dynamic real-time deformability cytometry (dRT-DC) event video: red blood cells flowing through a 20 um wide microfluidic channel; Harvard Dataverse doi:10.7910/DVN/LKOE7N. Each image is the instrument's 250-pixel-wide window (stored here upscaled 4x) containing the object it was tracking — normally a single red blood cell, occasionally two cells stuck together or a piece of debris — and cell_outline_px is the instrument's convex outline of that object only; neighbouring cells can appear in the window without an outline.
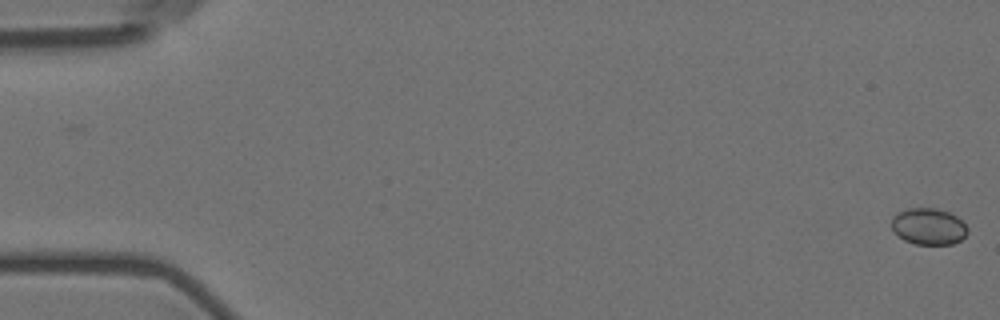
{"species": "Egyptian fruit bat (a non-hibernating species)", "species_latin": "Rousettus aegyptiacus", "temperature_condition": "room temperature", "stored_images_in_passage": 6, "camera_frame_rate_fps": 3000, "um_per_image_px": 0.085, "animal": {"sex": "female"}, "frame": {"image": 1, "passage_image": 1, "time_ms": 0.0, "image_size_px": [1000, 320], "cell_outline_px": [[968, 232], [960, 240], [952, 244], [916, 244], [904, 240], [892, 228], [892, 216], [896, 212], [908, 208], [936, 208], [948, 212], [956, 216], [968, 228]], "centroid_in_image_um": [78.92, 19.23], "position_along_channel_um": 6.1, "area_um2": 16.07}}
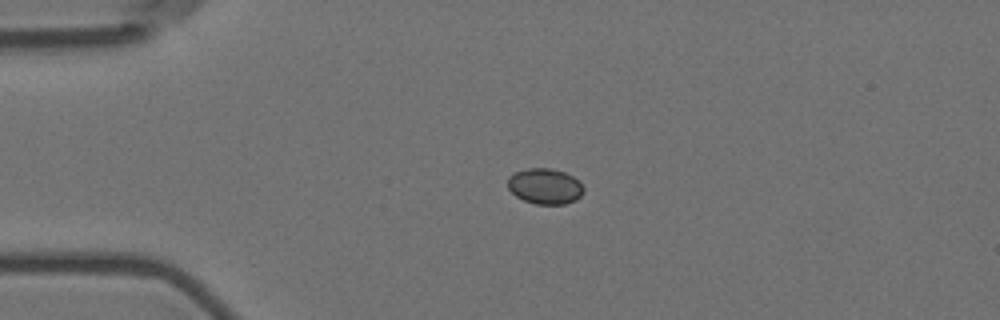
{"frame": {"image": 2, "passage_image": 5, "time_ms": 4.333, "image_size_px": [1000, 320], "cell_outline_px": [[584, 192], [576, 200], [564, 204], [536, 204], [524, 200], [516, 196], [508, 188], [508, 176], [516, 172], [528, 168], [548, 168], [564, 172], [580, 180], [584, 188]], "centroid_in_image_um": [46.34, 15.83], "position_along_channel_um": 38.7, "area_um2": 15.78}}